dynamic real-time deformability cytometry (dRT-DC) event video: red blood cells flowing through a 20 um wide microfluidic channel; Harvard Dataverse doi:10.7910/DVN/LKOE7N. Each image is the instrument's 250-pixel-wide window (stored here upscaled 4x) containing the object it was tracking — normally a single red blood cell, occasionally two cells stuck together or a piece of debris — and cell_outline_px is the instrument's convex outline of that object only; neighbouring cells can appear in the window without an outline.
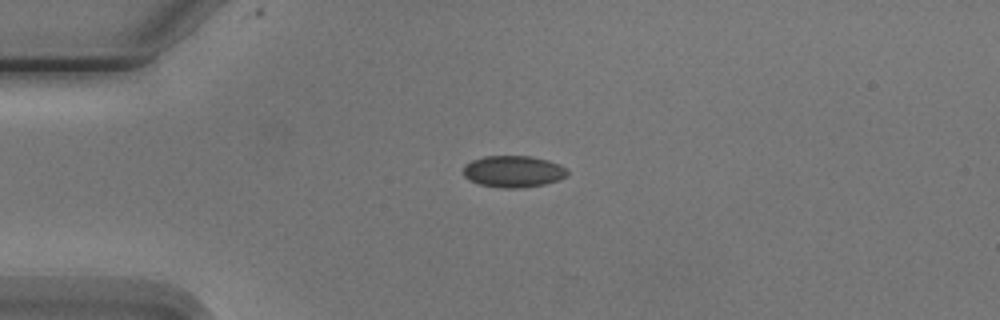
{"species": "Egyptian fruit bat (a non-hibernating species)", "species_latin": "Rousettus aegyptiacus", "temperature_condition": "cold", "stored_images_in_passage": 4, "camera_frame_rate_fps": 3000, "um_per_image_px": 0.085, "animal": {"sex": "male"}, "frame": {"image": 1, "passage_image": 3, "time_ms": 2.333, "image_size_px": [1000, 320], "cell_outline_px": [[568, 172], [564, 176], [556, 180], [544, 184], [516, 188], [504, 188], [480, 184], [468, 180], [464, 176], [464, 164], [472, 160], [484, 156], [532, 156], [548, 160], [560, 164]], "centroid_in_image_um": [43.59, 14.56], "position_along_channel_um": 41.4, "area_um2": 19.02}}